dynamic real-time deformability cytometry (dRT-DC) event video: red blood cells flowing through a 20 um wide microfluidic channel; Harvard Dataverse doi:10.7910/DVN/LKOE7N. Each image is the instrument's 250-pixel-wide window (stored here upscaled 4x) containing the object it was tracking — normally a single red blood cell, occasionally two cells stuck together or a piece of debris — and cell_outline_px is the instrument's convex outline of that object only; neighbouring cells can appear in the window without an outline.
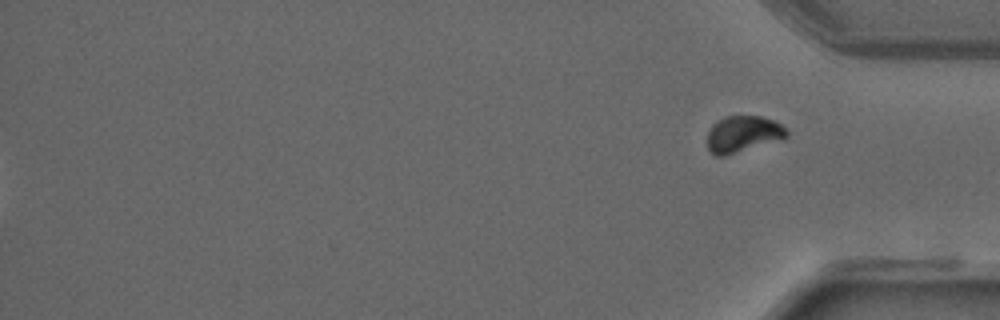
{"species": "common noctule bat (a hibernating species)", "species_latin": "Nyctalus noctula", "temperature_condition": "warm", "stored_images_in_passage": 50, "segment_of_instrument_passage": [2, 2], "camera_frame_rate_fps": 3000, "um_per_image_px": 0.085, "animal": {"sex": "male", "forearm_length_mm": 52.5}, "frame": {"image": 1, "passage_image": 50, "time_ms": 16.333, "image_size_px": [1000, 320], "cell_outline_px": [[788, 136], [784, 140], [724, 156], [716, 156], [708, 148], [708, 132], [712, 124], [724, 116], [760, 116], [772, 120], [788, 128]], "centroid_in_image_um": [63.2, 11.4], "position_along_channel_um": 372.0, "area_um2": 17.11}}